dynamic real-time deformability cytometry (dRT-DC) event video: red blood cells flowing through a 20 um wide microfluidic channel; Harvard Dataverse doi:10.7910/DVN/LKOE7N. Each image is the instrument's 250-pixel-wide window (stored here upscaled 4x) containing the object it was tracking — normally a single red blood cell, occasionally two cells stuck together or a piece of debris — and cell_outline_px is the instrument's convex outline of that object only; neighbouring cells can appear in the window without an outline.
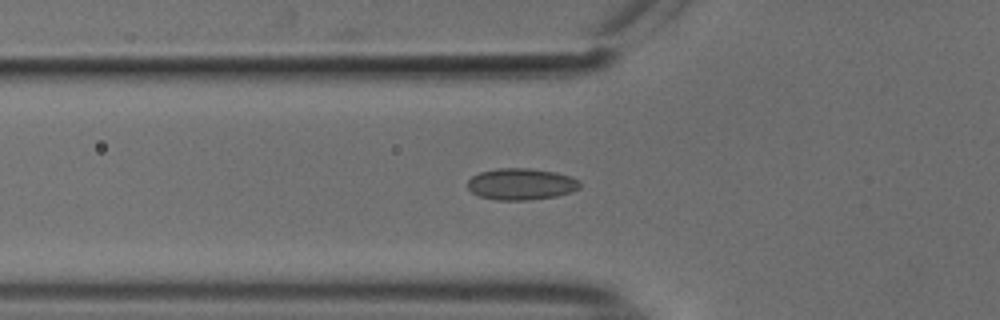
{"species": "common noctule bat (a hibernating species)", "species_latin": "Nyctalus noctula", "temperature_condition": "cold", "stored_images_in_passage": 44, "camera_frame_rate_fps": 3000, "um_per_image_px": 0.085, "animal": {"sex": "male", "body_mass_g": 18.8}, "frame": {"image": 1, "passage_image": 12, "time_ms": 3.667, "image_size_px": [1000, 320], "cell_outline_px": [[580, 188], [572, 192], [556, 196], [528, 200], [496, 200], [480, 196], [472, 192], [468, 188], [468, 180], [472, 176], [480, 172], [496, 168], [528, 168], [556, 172], [580, 180]], "centroid_in_image_um": [44.3, 15.64], "position_along_channel_um": 81.5, "area_um2": 20.69}}
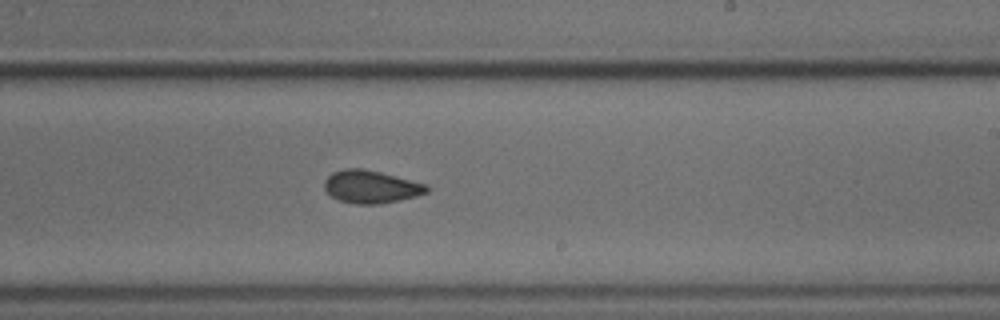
{"frame": {"image": 2, "passage_image": 26, "time_ms": 8.333, "image_size_px": [1000, 320], "cell_outline_px": [[428, 192], [416, 196], [400, 200], [380, 204], [352, 204], [340, 200], [332, 196], [324, 188], [324, 180], [332, 172], [344, 168], [360, 168], [380, 172], [428, 184]], "centroid_in_image_um": [31.53, 15.87], "position_along_channel_um": 257.5, "area_um2": 19.59}}
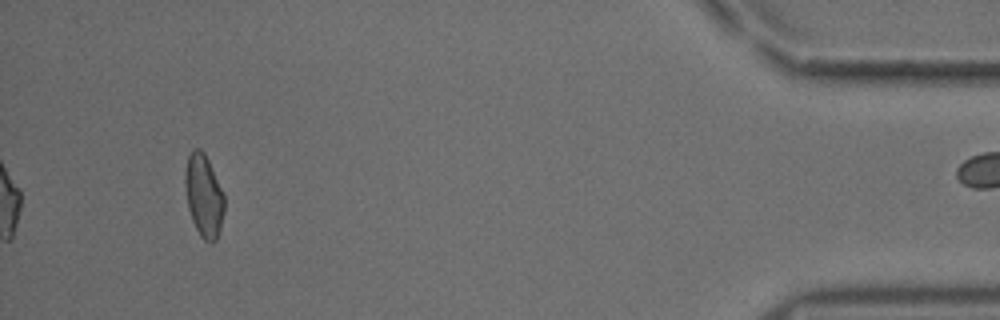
{"frame": {"image": 3, "passage_image": 44, "time_ms": 14.333, "image_size_px": [1000, 320], "cell_outline_px": [[224, 212], [220, 228], [216, 240], [212, 244], [204, 240], [200, 236], [192, 220], [188, 208], [184, 184], [184, 172], [188, 156], [192, 148], [200, 148], [204, 152], [224, 192]], "centroid_in_image_um": [17.31, 16.62], "position_along_channel_um": 417.9, "area_um2": 19.13}, "authors_computed_cell_mechanics": {"area_um2": 19.6231, "velocity_mm_per_s": 3.7501, "shape_relaxation_time_tau1_ms": null, "shape_relaxation_time_tau2_ms": 1.991, "deformation_change_tau1": null, "deformation_change_tau2": 0.0613}}